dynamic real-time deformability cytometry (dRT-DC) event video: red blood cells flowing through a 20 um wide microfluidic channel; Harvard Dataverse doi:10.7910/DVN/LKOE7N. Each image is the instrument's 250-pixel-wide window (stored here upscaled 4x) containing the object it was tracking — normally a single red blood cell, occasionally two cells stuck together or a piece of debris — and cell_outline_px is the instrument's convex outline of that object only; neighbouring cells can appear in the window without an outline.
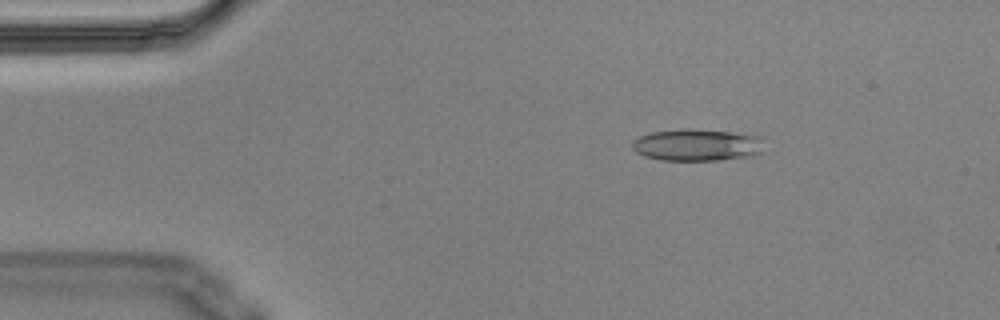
{"species": "Egyptian fruit bat (a non-hibernating species)", "species_latin": "Rousettus aegyptiacus", "temperature_condition": "cold", "stored_images_in_passage": 3, "camera_frame_rate_fps": 3000, "um_per_image_px": 0.085, "animal": {"sex": "male"}, "frame": {"image": 1, "passage_image": 2, "time_ms": 0.333, "image_size_px": [1000, 320], "cell_outline_px": [[764, 152], [756, 156], [716, 160], [660, 160], [644, 156], [636, 152], [632, 148], [632, 144], [640, 136], [652, 132], [688, 128], [732, 132], [760, 136]], "centroid_in_image_um": [59.29, 12.33], "position_along_channel_um": 25.7, "area_um2": 24.68}}